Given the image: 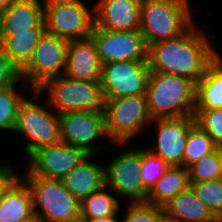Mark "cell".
<instances>
[{
    "mask_svg": "<svg viewBox=\"0 0 222 222\" xmlns=\"http://www.w3.org/2000/svg\"><path fill=\"white\" fill-rule=\"evenodd\" d=\"M87 156L81 149L63 142L41 146L27 157L24 161L27 167L22 166L24 171H19L18 175H37L62 180Z\"/></svg>",
    "mask_w": 222,
    "mask_h": 222,
    "instance_id": "13",
    "label": "cell"
},
{
    "mask_svg": "<svg viewBox=\"0 0 222 222\" xmlns=\"http://www.w3.org/2000/svg\"><path fill=\"white\" fill-rule=\"evenodd\" d=\"M122 201L104 185L80 201V219L120 215Z\"/></svg>",
    "mask_w": 222,
    "mask_h": 222,
    "instance_id": "26",
    "label": "cell"
},
{
    "mask_svg": "<svg viewBox=\"0 0 222 222\" xmlns=\"http://www.w3.org/2000/svg\"><path fill=\"white\" fill-rule=\"evenodd\" d=\"M13 133L24 139L20 150L27 159L37 148L61 142L59 114L34 90L19 106Z\"/></svg>",
    "mask_w": 222,
    "mask_h": 222,
    "instance_id": "5",
    "label": "cell"
},
{
    "mask_svg": "<svg viewBox=\"0 0 222 222\" xmlns=\"http://www.w3.org/2000/svg\"><path fill=\"white\" fill-rule=\"evenodd\" d=\"M33 91L21 78L15 84L0 90V134L7 131L13 135L19 106Z\"/></svg>",
    "mask_w": 222,
    "mask_h": 222,
    "instance_id": "24",
    "label": "cell"
},
{
    "mask_svg": "<svg viewBox=\"0 0 222 222\" xmlns=\"http://www.w3.org/2000/svg\"><path fill=\"white\" fill-rule=\"evenodd\" d=\"M196 124L214 141L216 146L222 145V109L195 110Z\"/></svg>",
    "mask_w": 222,
    "mask_h": 222,
    "instance_id": "32",
    "label": "cell"
},
{
    "mask_svg": "<svg viewBox=\"0 0 222 222\" xmlns=\"http://www.w3.org/2000/svg\"><path fill=\"white\" fill-rule=\"evenodd\" d=\"M20 79V71L11 63L0 47V90L15 84Z\"/></svg>",
    "mask_w": 222,
    "mask_h": 222,
    "instance_id": "33",
    "label": "cell"
},
{
    "mask_svg": "<svg viewBox=\"0 0 222 222\" xmlns=\"http://www.w3.org/2000/svg\"><path fill=\"white\" fill-rule=\"evenodd\" d=\"M192 5L191 0H142L139 30L147 45L186 32L196 22Z\"/></svg>",
    "mask_w": 222,
    "mask_h": 222,
    "instance_id": "3",
    "label": "cell"
},
{
    "mask_svg": "<svg viewBox=\"0 0 222 222\" xmlns=\"http://www.w3.org/2000/svg\"><path fill=\"white\" fill-rule=\"evenodd\" d=\"M114 144L120 149H118L119 153H116L117 155L115 154L110 160H106L108 163L104 160L105 185L121 201L123 199L127 203H145L148 192L143 188L139 173L142 163V147L140 145L134 147L131 142L113 143V148ZM129 144H131V148Z\"/></svg>",
    "mask_w": 222,
    "mask_h": 222,
    "instance_id": "7",
    "label": "cell"
},
{
    "mask_svg": "<svg viewBox=\"0 0 222 222\" xmlns=\"http://www.w3.org/2000/svg\"><path fill=\"white\" fill-rule=\"evenodd\" d=\"M216 149L218 151V155H219L220 163H221V168H222V145L217 146Z\"/></svg>",
    "mask_w": 222,
    "mask_h": 222,
    "instance_id": "39",
    "label": "cell"
},
{
    "mask_svg": "<svg viewBox=\"0 0 222 222\" xmlns=\"http://www.w3.org/2000/svg\"><path fill=\"white\" fill-rule=\"evenodd\" d=\"M104 100L106 130L112 143H133L137 136L141 140L142 133L148 136L146 129L152 119L145 95Z\"/></svg>",
    "mask_w": 222,
    "mask_h": 222,
    "instance_id": "8",
    "label": "cell"
},
{
    "mask_svg": "<svg viewBox=\"0 0 222 222\" xmlns=\"http://www.w3.org/2000/svg\"><path fill=\"white\" fill-rule=\"evenodd\" d=\"M150 69L147 61H114L102 65L104 99L145 95Z\"/></svg>",
    "mask_w": 222,
    "mask_h": 222,
    "instance_id": "12",
    "label": "cell"
},
{
    "mask_svg": "<svg viewBox=\"0 0 222 222\" xmlns=\"http://www.w3.org/2000/svg\"><path fill=\"white\" fill-rule=\"evenodd\" d=\"M85 1L44 0L45 32L67 41L89 38L95 26L94 2Z\"/></svg>",
    "mask_w": 222,
    "mask_h": 222,
    "instance_id": "9",
    "label": "cell"
},
{
    "mask_svg": "<svg viewBox=\"0 0 222 222\" xmlns=\"http://www.w3.org/2000/svg\"><path fill=\"white\" fill-rule=\"evenodd\" d=\"M159 222H186L182 218L173 216L169 213H167L163 207H161V214H160V219Z\"/></svg>",
    "mask_w": 222,
    "mask_h": 222,
    "instance_id": "36",
    "label": "cell"
},
{
    "mask_svg": "<svg viewBox=\"0 0 222 222\" xmlns=\"http://www.w3.org/2000/svg\"><path fill=\"white\" fill-rule=\"evenodd\" d=\"M15 0H0V13L5 11Z\"/></svg>",
    "mask_w": 222,
    "mask_h": 222,
    "instance_id": "38",
    "label": "cell"
},
{
    "mask_svg": "<svg viewBox=\"0 0 222 222\" xmlns=\"http://www.w3.org/2000/svg\"><path fill=\"white\" fill-rule=\"evenodd\" d=\"M90 37L102 65L114 61H147L148 45L140 30L118 32L94 26Z\"/></svg>",
    "mask_w": 222,
    "mask_h": 222,
    "instance_id": "15",
    "label": "cell"
},
{
    "mask_svg": "<svg viewBox=\"0 0 222 222\" xmlns=\"http://www.w3.org/2000/svg\"><path fill=\"white\" fill-rule=\"evenodd\" d=\"M214 141L197 124L190 130L183 155V167L188 168L216 150Z\"/></svg>",
    "mask_w": 222,
    "mask_h": 222,
    "instance_id": "27",
    "label": "cell"
},
{
    "mask_svg": "<svg viewBox=\"0 0 222 222\" xmlns=\"http://www.w3.org/2000/svg\"><path fill=\"white\" fill-rule=\"evenodd\" d=\"M95 156L88 155L62 179L66 189L79 201L105 185L104 162H97L100 160Z\"/></svg>",
    "mask_w": 222,
    "mask_h": 222,
    "instance_id": "19",
    "label": "cell"
},
{
    "mask_svg": "<svg viewBox=\"0 0 222 222\" xmlns=\"http://www.w3.org/2000/svg\"><path fill=\"white\" fill-rule=\"evenodd\" d=\"M188 187V169L183 166H170L163 176L156 181L154 187L148 193L145 203L163 207L176 194Z\"/></svg>",
    "mask_w": 222,
    "mask_h": 222,
    "instance_id": "23",
    "label": "cell"
},
{
    "mask_svg": "<svg viewBox=\"0 0 222 222\" xmlns=\"http://www.w3.org/2000/svg\"><path fill=\"white\" fill-rule=\"evenodd\" d=\"M68 42L56 35L44 32L31 60L20 71V78L36 90L47 79L64 74Z\"/></svg>",
    "mask_w": 222,
    "mask_h": 222,
    "instance_id": "11",
    "label": "cell"
},
{
    "mask_svg": "<svg viewBox=\"0 0 222 222\" xmlns=\"http://www.w3.org/2000/svg\"><path fill=\"white\" fill-rule=\"evenodd\" d=\"M45 29L44 0H15L0 13V34Z\"/></svg>",
    "mask_w": 222,
    "mask_h": 222,
    "instance_id": "18",
    "label": "cell"
},
{
    "mask_svg": "<svg viewBox=\"0 0 222 222\" xmlns=\"http://www.w3.org/2000/svg\"><path fill=\"white\" fill-rule=\"evenodd\" d=\"M8 160L1 162L0 160V188L18 171L16 168L12 166V164ZM11 164V166H10ZM13 167V168H12Z\"/></svg>",
    "mask_w": 222,
    "mask_h": 222,
    "instance_id": "34",
    "label": "cell"
},
{
    "mask_svg": "<svg viewBox=\"0 0 222 222\" xmlns=\"http://www.w3.org/2000/svg\"><path fill=\"white\" fill-rule=\"evenodd\" d=\"M163 209L186 222H215L217 220L190 187L176 194L163 206Z\"/></svg>",
    "mask_w": 222,
    "mask_h": 222,
    "instance_id": "25",
    "label": "cell"
},
{
    "mask_svg": "<svg viewBox=\"0 0 222 222\" xmlns=\"http://www.w3.org/2000/svg\"><path fill=\"white\" fill-rule=\"evenodd\" d=\"M59 122L61 142L97 157L100 156V152L102 154L100 157L104 155L102 152H113L110 150L114 149H111L112 147L108 144L111 141L106 130L104 111H67L59 114ZM100 143L102 144L98 145ZM108 146L110 150H107Z\"/></svg>",
    "mask_w": 222,
    "mask_h": 222,
    "instance_id": "10",
    "label": "cell"
},
{
    "mask_svg": "<svg viewBox=\"0 0 222 222\" xmlns=\"http://www.w3.org/2000/svg\"><path fill=\"white\" fill-rule=\"evenodd\" d=\"M195 93L196 84L189 78L150 71L145 96L151 119L194 115Z\"/></svg>",
    "mask_w": 222,
    "mask_h": 222,
    "instance_id": "2",
    "label": "cell"
},
{
    "mask_svg": "<svg viewBox=\"0 0 222 222\" xmlns=\"http://www.w3.org/2000/svg\"><path fill=\"white\" fill-rule=\"evenodd\" d=\"M142 0H97L94 2L95 27L110 31L140 29Z\"/></svg>",
    "mask_w": 222,
    "mask_h": 222,
    "instance_id": "16",
    "label": "cell"
},
{
    "mask_svg": "<svg viewBox=\"0 0 222 222\" xmlns=\"http://www.w3.org/2000/svg\"><path fill=\"white\" fill-rule=\"evenodd\" d=\"M102 64L91 37L71 40L67 46L64 75L84 81H100Z\"/></svg>",
    "mask_w": 222,
    "mask_h": 222,
    "instance_id": "17",
    "label": "cell"
},
{
    "mask_svg": "<svg viewBox=\"0 0 222 222\" xmlns=\"http://www.w3.org/2000/svg\"><path fill=\"white\" fill-rule=\"evenodd\" d=\"M36 92L58 114L104 110L105 100L100 81L75 80L62 74L47 79Z\"/></svg>",
    "mask_w": 222,
    "mask_h": 222,
    "instance_id": "6",
    "label": "cell"
},
{
    "mask_svg": "<svg viewBox=\"0 0 222 222\" xmlns=\"http://www.w3.org/2000/svg\"><path fill=\"white\" fill-rule=\"evenodd\" d=\"M81 222H120V215H111L93 219H80Z\"/></svg>",
    "mask_w": 222,
    "mask_h": 222,
    "instance_id": "35",
    "label": "cell"
},
{
    "mask_svg": "<svg viewBox=\"0 0 222 222\" xmlns=\"http://www.w3.org/2000/svg\"><path fill=\"white\" fill-rule=\"evenodd\" d=\"M30 190L36 222H81L80 201L61 179L19 175Z\"/></svg>",
    "mask_w": 222,
    "mask_h": 222,
    "instance_id": "4",
    "label": "cell"
},
{
    "mask_svg": "<svg viewBox=\"0 0 222 222\" xmlns=\"http://www.w3.org/2000/svg\"><path fill=\"white\" fill-rule=\"evenodd\" d=\"M170 166L159 156L142 147L140 177L143 188L149 193Z\"/></svg>",
    "mask_w": 222,
    "mask_h": 222,
    "instance_id": "30",
    "label": "cell"
},
{
    "mask_svg": "<svg viewBox=\"0 0 222 222\" xmlns=\"http://www.w3.org/2000/svg\"><path fill=\"white\" fill-rule=\"evenodd\" d=\"M222 109V55L196 83L195 110Z\"/></svg>",
    "mask_w": 222,
    "mask_h": 222,
    "instance_id": "22",
    "label": "cell"
},
{
    "mask_svg": "<svg viewBox=\"0 0 222 222\" xmlns=\"http://www.w3.org/2000/svg\"><path fill=\"white\" fill-rule=\"evenodd\" d=\"M45 29H30L16 34H0V47L11 63L21 71L31 60Z\"/></svg>",
    "mask_w": 222,
    "mask_h": 222,
    "instance_id": "21",
    "label": "cell"
},
{
    "mask_svg": "<svg viewBox=\"0 0 222 222\" xmlns=\"http://www.w3.org/2000/svg\"><path fill=\"white\" fill-rule=\"evenodd\" d=\"M189 182L222 179V168L217 149L188 168Z\"/></svg>",
    "mask_w": 222,
    "mask_h": 222,
    "instance_id": "29",
    "label": "cell"
},
{
    "mask_svg": "<svg viewBox=\"0 0 222 222\" xmlns=\"http://www.w3.org/2000/svg\"><path fill=\"white\" fill-rule=\"evenodd\" d=\"M150 125L151 130L155 129L153 132L156 136L153 135L151 146L146 145L145 148L169 166H183L186 140L190 130L196 125L194 115L153 119Z\"/></svg>",
    "mask_w": 222,
    "mask_h": 222,
    "instance_id": "14",
    "label": "cell"
},
{
    "mask_svg": "<svg viewBox=\"0 0 222 222\" xmlns=\"http://www.w3.org/2000/svg\"><path fill=\"white\" fill-rule=\"evenodd\" d=\"M196 24L177 38L148 46L150 71L183 76L195 84L204 76L221 51L213 45L212 36Z\"/></svg>",
    "mask_w": 222,
    "mask_h": 222,
    "instance_id": "1",
    "label": "cell"
},
{
    "mask_svg": "<svg viewBox=\"0 0 222 222\" xmlns=\"http://www.w3.org/2000/svg\"><path fill=\"white\" fill-rule=\"evenodd\" d=\"M0 222H36L30 190L20 178L4 193Z\"/></svg>",
    "mask_w": 222,
    "mask_h": 222,
    "instance_id": "20",
    "label": "cell"
},
{
    "mask_svg": "<svg viewBox=\"0 0 222 222\" xmlns=\"http://www.w3.org/2000/svg\"><path fill=\"white\" fill-rule=\"evenodd\" d=\"M189 187L217 219H222V179L189 182Z\"/></svg>",
    "mask_w": 222,
    "mask_h": 222,
    "instance_id": "28",
    "label": "cell"
},
{
    "mask_svg": "<svg viewBox=\"0 0 222 222\" xmlns=\"http://www.w3.org/2000/svg\"><path fill=\"white\" fill-rule=\"evenodd\" d=\"M19 179L18 171L0 188V204L4 193Z\"/></svg>",
    "mask_w": 222,
    "mask_h": 222,
    "instance_id": "37",
    "label": "cell"
},
{
    "mask_svg": "<svg viewBox=\"0 0 222 222\" xmlns=\"http://www.w3.org/2000/svg\"><path fill=\"white\" fill-rule=\"evenodd\" d=\"M120 222H159L161 207L147 203H124ZM127 204V205H126Z\"/></svg>",
    "mask_w": 222,
    "mask_h": 222,
    "instance_id": "31",
    "label": "cell"
}]
</instances>
